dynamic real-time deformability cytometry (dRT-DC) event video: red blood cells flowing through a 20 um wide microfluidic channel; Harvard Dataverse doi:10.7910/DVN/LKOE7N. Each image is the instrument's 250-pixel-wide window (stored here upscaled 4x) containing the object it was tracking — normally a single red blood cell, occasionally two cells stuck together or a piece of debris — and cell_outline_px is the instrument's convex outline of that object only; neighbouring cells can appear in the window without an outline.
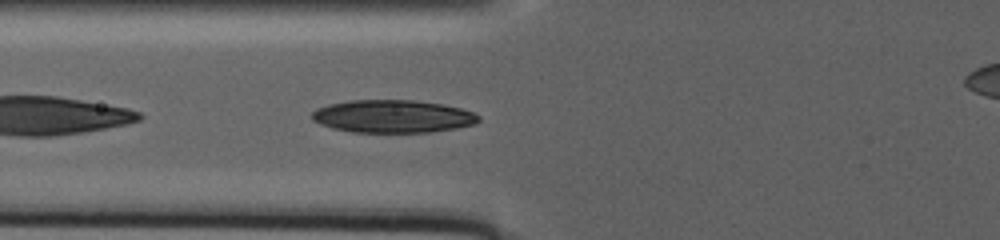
{"species": "human", "species_latin": "Homo sapiens", "temperature_condition": "warm", "stored_images_in_passage": 9, "camera_frame_rate_fps": 3000, "um_per_image_px": 0.085, "donor": {"sex": "male"}, "frame": {"image": 1, "passage_image": 6, "time_ms": 1.333, "image_size_px": [1000, 240], "cell_outline_px": [[480, 120], [476, 124], [456, 128], [432, 132], [352, 132], [332, 128], [320, 124], [312, 120], [312, 112], [316, 108], [328, 104], [352, 100], [412, 100], [444, 104], [460, 108], [472, 112], [480, 116]], "centroid_in_image_um": [33.39, 9.89], "position_along_channel_um": 92.4, "area_um2": 31.96}}